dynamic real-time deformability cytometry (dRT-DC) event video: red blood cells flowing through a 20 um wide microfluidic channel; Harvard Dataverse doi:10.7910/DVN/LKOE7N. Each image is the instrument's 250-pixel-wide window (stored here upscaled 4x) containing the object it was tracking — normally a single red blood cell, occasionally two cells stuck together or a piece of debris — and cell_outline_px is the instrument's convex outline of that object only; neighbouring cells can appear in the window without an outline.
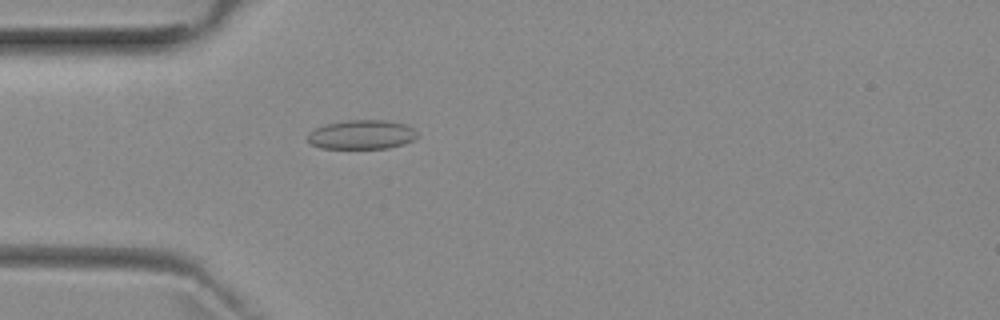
{"species": "common noctule bat (a hibernating species)", "species_latin": "Nyctalus noctula", "temperature_condition": "room temperature", "stored_images_in_passage": 3, "camera_frame_rate_fps": 3000, "um_per_image_px": 0.085, "animal": {"sex": "female", "body_mass_g": 29.2, "forearm_length_mm": 56.3}, "frame": {"image": 1, "passage_image": 3, "time_ms": 2.333, "image_size_px": [1000, 320], "cell_outline_px": [[416, 136], [412, 140], [404, 144], [388, 148], [320, 148], [312, 144], [308, 140], [308, 132], [316, 128], [328, 124], [344, 120], [384, 120], [408, 124], [416, 132]], "centroid_in_image_um": [30.75, 11.44], "position_along_channel_um": 54.3, "area_um2": 18.55}}